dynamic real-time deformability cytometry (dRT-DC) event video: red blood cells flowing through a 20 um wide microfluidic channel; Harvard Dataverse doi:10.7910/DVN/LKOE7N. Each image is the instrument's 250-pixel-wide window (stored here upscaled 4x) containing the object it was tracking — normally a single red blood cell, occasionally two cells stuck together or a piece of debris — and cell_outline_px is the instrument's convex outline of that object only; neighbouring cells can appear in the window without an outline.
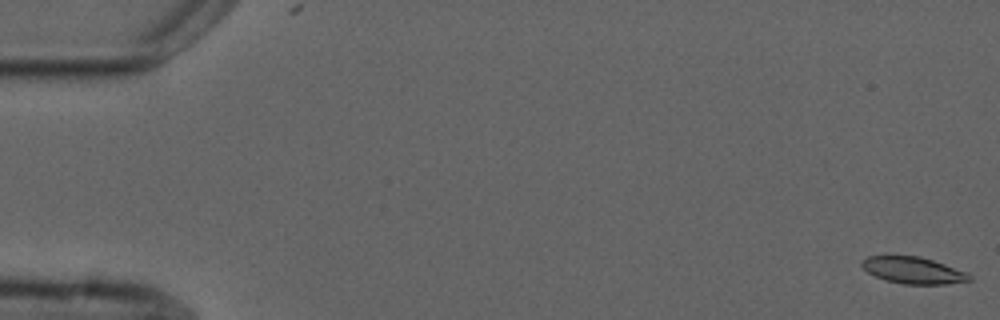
{"species": "common noctule bat (a hibernating species)", "species_latin": "Nyctalus noctula", "temperature_condition": "cold", "stored_images_in_passage": 5, "camera_frame_rate_fps": 3000, "um_per_image_px": 0.085, "animal": {"sex": "male", "forearm_length_mm": 52.5}, "frame": {"image": 1, "passage_image": 1, "time_ms": 0.0, "image_size_px": [1000, 320], "cell_outline_px": [[972, 280], [948, 284], [904, 284], [884, 280], [868, 272], [860, 264], [868, 256], [920, 256], [968, 272], [972, 276]], "centroid_in_image_um": [77.66, 22.99], "position_along_channel_um": 7.3, "area_um2": 16.65}}
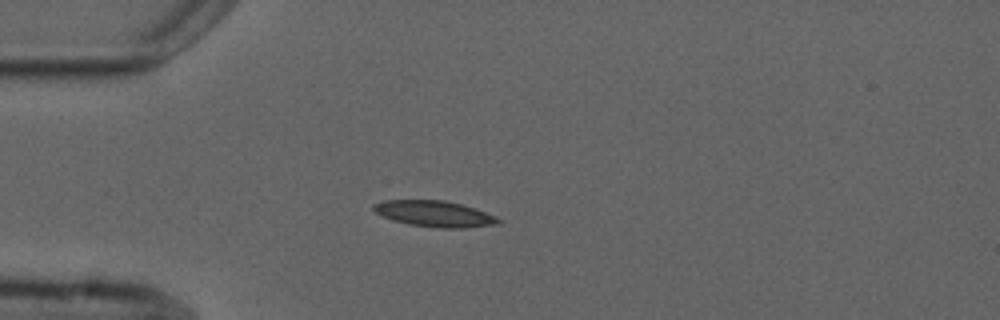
{"frame": {"image": 2, "passage_image": 5, "time_ms": 4.667, "image_size_px": [1000, 320], "cell_outline_px": [[500, 224], [464, 228], [436, 228], [408, 224], [392, 220], [376, 212], [372, 208], [372, 204], [384, 200], [444, 200], [476, 208], [496, 216], [500, 220]], "centroid_in_image_um": [36.94, 18.17], "position_along_channel_um": 48.1, "area_um2": 19.02}}